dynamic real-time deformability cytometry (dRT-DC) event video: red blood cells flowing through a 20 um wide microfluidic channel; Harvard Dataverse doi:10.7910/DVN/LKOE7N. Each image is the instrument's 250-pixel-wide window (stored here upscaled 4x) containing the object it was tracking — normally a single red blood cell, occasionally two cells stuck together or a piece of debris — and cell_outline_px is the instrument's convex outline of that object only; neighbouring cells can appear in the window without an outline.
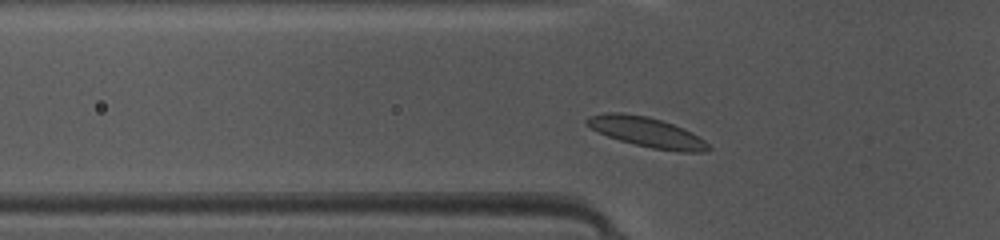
{"species": "common noctule bat (a hibernating species)", "species_latin": "Nyctalus noctula", "temperature_condition": "warm", "stored_images_in_passage": 41, "camera_frame_rate_fps": 3000, "um_per_image_px": 0.085, "animal": {"sex": "female", "body_mass_g": 10.0, "forearm_length_mm": 53.1}, "frame": {"image": 1, "passage_image": 8, "time_ms": 2.333, "image_size_px": [1000, 240], "cell_outline_px": [[712, 148], [704, 152], [680, 152], [652, 148], [620, 140], [608, 136], [592, 128], [584, 120], [588, 116], [604, 112], [620, 112], [648, 116], [684, 128], [692, 132], [704, 140]], "centroid_in_image_um": [55.0, 11.22], "position_along_channel_um": 70.8, "area_um2": 21.1}}
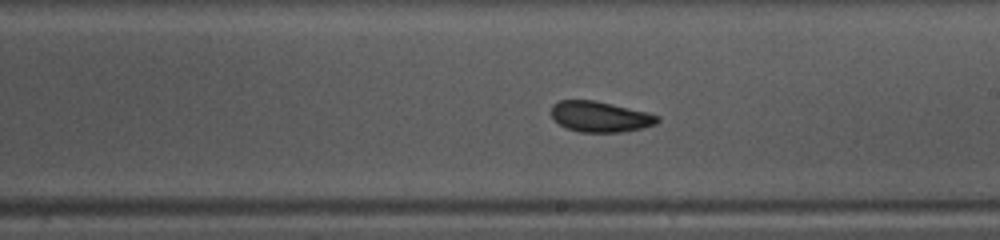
{"frame": {"image": 2, "passage_image": 20, "time_ms": 6.333, "image_size_px": [1000, 240], "cell_outline_px": [[660, 120], [656, 124], [644, 128], [624, 132], [580, 132], [568, 128], [560, 124], [552, 116], [552, 104], [560, 100], [596, 100], [648, 112], [660, 116]], "centroid_in_image_um": [51.06, 9.91], "position_along_channel_um": 237.9, "area_um2": 19.07}}
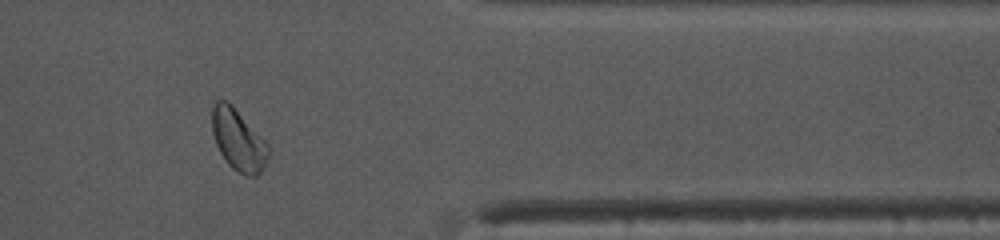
{"frame": {"image": 3, "passage_image": 32, "time_ms": 10.333, "image_size_px": [1000, 240], "cell_outline_px": [[272, 152], [260, 172], [256, 176], [244, 176], [232, 168], [228, 164], [220, 152], [216, 144], [212, 132], [212, 104], [216, 100], [228, 100], [232, 104], [268, 144]], "centroid_in_image_um": [20.26, 11.89], "position_along_channel_um": 391.1, "area_um2": 20.35}, "authors_computed_cell_mechanics": {"area_um2": 19.7098, "velocity_mm_per_s": 4.1719, "shape_relaxation_time_tau1_ms": 3.0068, "shape_relaxation_time_tau2_ms": 1.5477, "deformation_change_tau1": 0.077, "deformation_change_tau2": 0.0498}}